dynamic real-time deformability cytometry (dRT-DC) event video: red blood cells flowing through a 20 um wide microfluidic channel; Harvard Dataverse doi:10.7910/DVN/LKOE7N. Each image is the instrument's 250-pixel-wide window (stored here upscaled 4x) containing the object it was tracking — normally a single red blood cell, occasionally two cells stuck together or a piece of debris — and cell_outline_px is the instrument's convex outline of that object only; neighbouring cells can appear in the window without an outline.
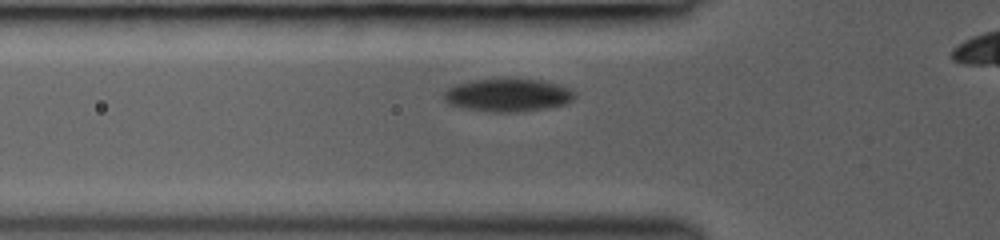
{"species": "common noctule bat (a hibernating species)", "species_latin": "Nyctalus noctula", "temperature_condition": "room temperature", "stored_images_in_passage": 33, "camera_frame_rate_fps": 3000, "um_per_image_px": 0.085, "animal": {"sex": "female", "body_mass_g": 19.0, "forearm_length_mm": 53.3}, "frame": {"image": 1, "passage_image": 7, "time_ms": 2.0, "image_size_px": [1000, 240], "cell_outline_px": [[576, 96], [572, 100], [564, 104], [548, 108], [524, 112], [488, 112], [460, 108], [448, 104], [444, 100], [444, 92], [448, 88], [456, 84], [472, 80], [504, 76], [512, 76], [540, 80], [556, 84], [568, 88], [576, 92]], "centroid_in_image_um": [43.14, 8.06], "position_along_channel_um": 82.7, "area_um2": 26.18}}
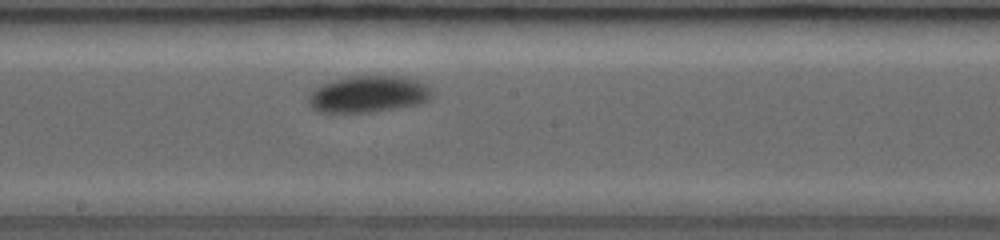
{"frame": {"image": 2, "passage_image": 17, "time_ms": 5.333, "image_size_px": [1000, 240], "cell_outline_px": [[432, 96], [424, 104], [372, 112], [320, 112], [312, 108], [308, 104], [308, 96], [316, 88], [324, 84], [336, 80], [352, 76], [392, 76], [416, 80], [432, 88]], "centroid_in_image_um": [31.35, 8.03], "position_along_channel_um": 216.9, "area_um2": 26.24}}
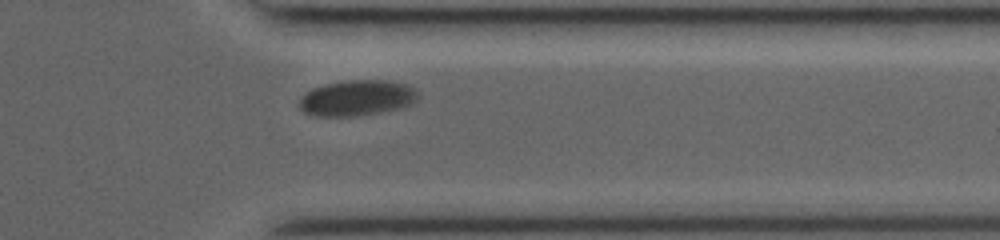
{"frame": {"image": 3, "passage_image": 29, "time_ms": 9.333, "image_size_px": [1000, 240], "cell_outline_px": [[416, 100], [412, 104], [404, 108], [356, 116], [312, 116], [304, 112], [300, 108], [300, 100], [312, 88], [324, 84], [348, 80], [392, 80], [408, 84], [416, 92]], "centroid_in_image_um": [30.36, 8.33], "position_along_channel_um": 381.0, "area_um2": 24.74}}